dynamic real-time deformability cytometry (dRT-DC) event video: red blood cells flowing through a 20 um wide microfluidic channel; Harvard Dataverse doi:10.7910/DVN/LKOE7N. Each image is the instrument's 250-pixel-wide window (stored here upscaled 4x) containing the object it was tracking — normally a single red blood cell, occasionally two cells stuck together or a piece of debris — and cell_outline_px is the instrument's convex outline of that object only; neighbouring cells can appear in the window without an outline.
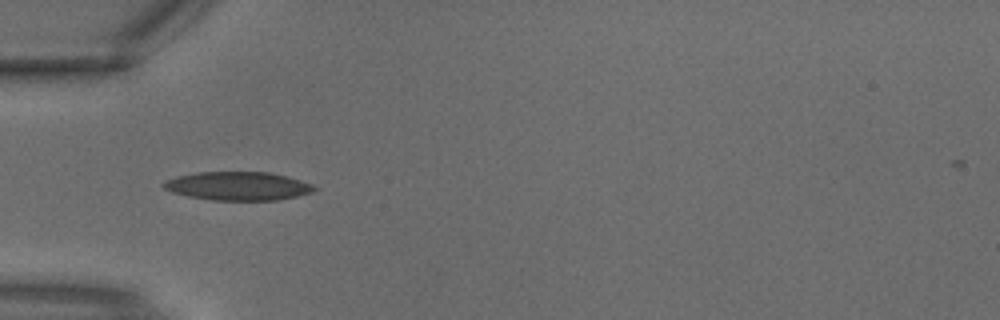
{"species": "common noctule bat (a hibernating species)", "species_latin": "Nyctalus noctula", "temperature_condition": "warm", "stored_images_in_passage": 3, "camera_frame_rate_fps": 3000, "um_per_image_px": 0.085, "animal": {"sex": "male", "body_mass_g": 18.8}, "frame": {"image": 1, "passage_image": 3, "time_ms": 0.667, "image_size_px": [1000, 320], "cell_outline_px": [[320, 188], [312, 192], [280, 200], [212, 200], [188, 196], [172, 192], [164, 188], [160, 184], [164, 180], [176, 176], [196, 172], [268, 172], [288, 176], [312, 184]], "centroid_in_image_um": [20.22, 15.81], "position_along_channel_um": 64.8, "area_um2": 25.26}}